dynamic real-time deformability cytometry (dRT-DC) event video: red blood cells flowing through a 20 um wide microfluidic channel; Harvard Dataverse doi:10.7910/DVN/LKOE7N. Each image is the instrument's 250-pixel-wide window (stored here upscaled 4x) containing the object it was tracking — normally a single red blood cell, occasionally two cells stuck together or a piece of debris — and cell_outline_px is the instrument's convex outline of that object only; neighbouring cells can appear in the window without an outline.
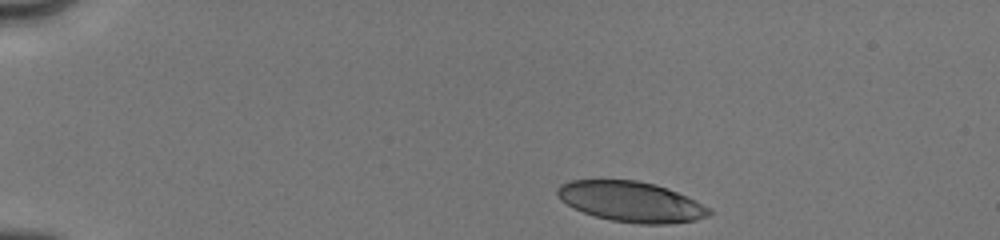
{"species": "human", "species_latin": "Homo sapiens", "temperature_condition": "cold", "stored_images_in_passage": 20, "camera_frame_rate_fps": 3000, "um_per_image_px": 0.085, "donor": {"sex": "male"}, "frame": {"image": 1, "passage_image": 1, "time_ms": 0.0, "image_size_px": [1000, 240], "cell_outline_px": [[712, 212], [708, 216], [696, 220], [668, 224], [640, 224], [612, 220], [596, 216], [584, 212], [560, 200], [556, 196], [556, 188], [560, 184], [572, 180], [636, 180], [656, 184], [668, 188], [708, 208]], "centroid_in_image_um": [53.6, 17.14], "position_along_channel_um": 31.4, "area_um2": 35.32}}
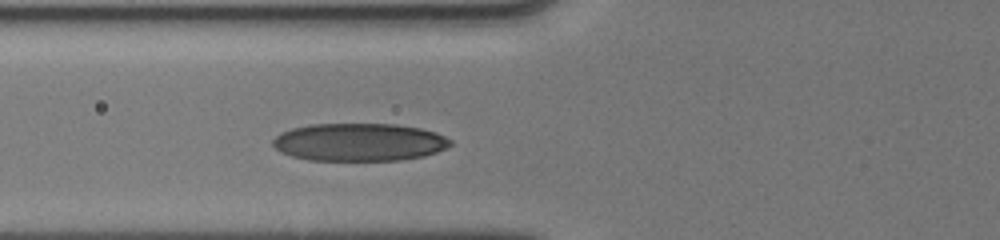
{"frame": {"image": 2, "passage_image": 17, "time_ms": 3.667, "image_size_px": [1000, 240], "cell_outline_px": [[452, 144], [448, 148], [424, 156], [400, 160], [308, 160], [292, 156], [280, 152], [272, 144], [272, 140], [280, 132], [292, 128], [308, 124], [396, 124], [420, 128], [436, 132], [452, 140]], "centroid_in_image_um": [30.53, 12.08], "position_along_channel_um": 95.3, "area_um2": 39.36}}
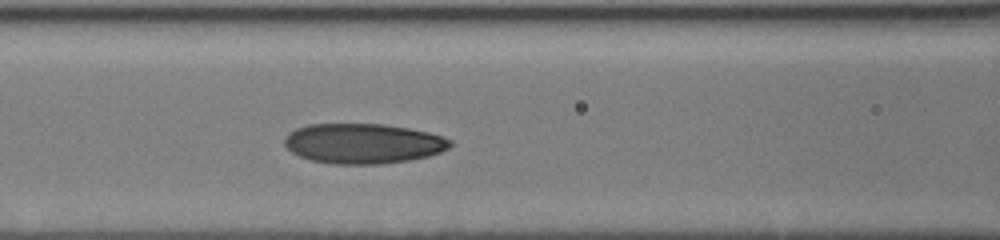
{"frame": {"image": 3, "passage_image": 20, "time_ms": 4.667, "image_size_px": [1000, 240], "cell_outline_px": [[452, 144], [448, 148], [440, 152], [428, 156], [408, 160], [380, 164], [332, 164], [312, 160], [300, 156], [292, 152], [284, 144], [284, 140], [288, 132], [296, 128], [308, 124], [384, 124], [408, 128], [428, 132], [452, 140]], "centroid_in_image_um": [30.85, 12.19], "position_along_channel_um": 135.8, "area_um2": 38.61}}